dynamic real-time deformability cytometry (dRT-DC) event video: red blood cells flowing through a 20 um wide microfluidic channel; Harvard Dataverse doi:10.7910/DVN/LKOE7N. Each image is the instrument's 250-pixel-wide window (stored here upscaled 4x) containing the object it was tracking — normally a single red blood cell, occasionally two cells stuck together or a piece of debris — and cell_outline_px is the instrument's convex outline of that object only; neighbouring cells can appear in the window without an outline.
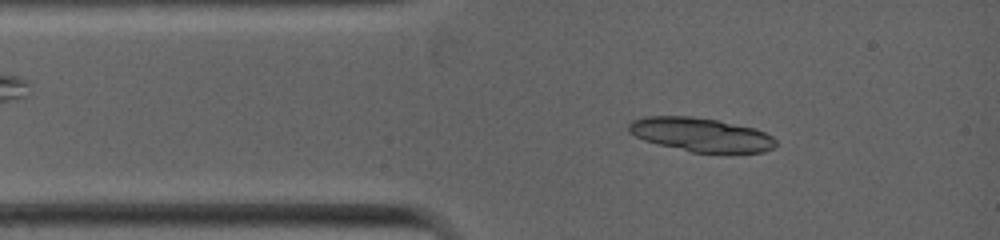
{"species": "common noctule bat (a hibernating species)", "species_latin": "Nyctalus noctula", "temperature_condition": "warm", "stored_images_in_passage": 8, "camera_frame_rate_fps": 5000, "um_per_image_px": 0.085, "animal": {"sex": "female", "body_mass_g": 19.0, "forearm_length_mm": 53.3}, "frame": {"image": 1, "passage_image": 6, "time_ms": 1.0, "image_size_px": [1000, 240], "cell_outline_px": [[776, 144], [772, 148], [764, 152], [692, 152], [644, 140], [628, 132], [628, 124], [632, 120], [644, 116], [692, 116], [716, 120], [756, 128], [772, 136], [776, 140]], "centroid_in_image_um": [59.56, 11.43], "position_along_channel_um": 25.4, "area_um2": 28.78}}